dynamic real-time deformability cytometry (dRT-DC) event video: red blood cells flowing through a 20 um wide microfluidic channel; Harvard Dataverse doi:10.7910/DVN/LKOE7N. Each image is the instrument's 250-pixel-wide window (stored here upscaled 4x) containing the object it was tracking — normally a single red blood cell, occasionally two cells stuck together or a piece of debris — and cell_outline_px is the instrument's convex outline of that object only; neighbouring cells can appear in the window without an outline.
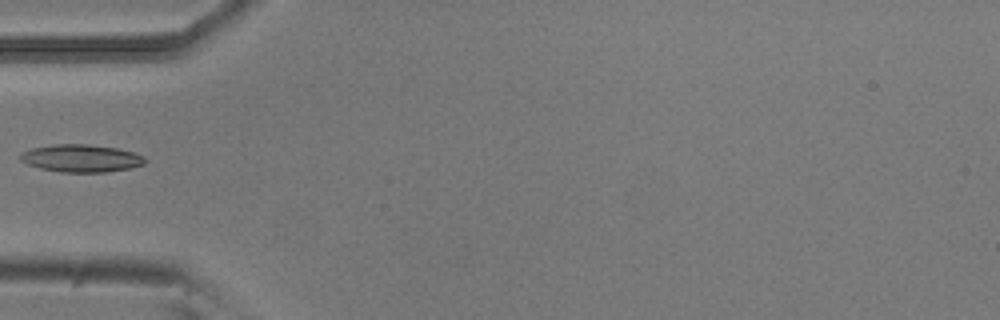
{"species": "common noctule bat (a hibernating species)", "species_latin": "Nyctalus noctula", "temperature_condition": "room temperature", "stored_images_in_passage": 5, "camera_frame_rate_fps": 3000, "um_per_image_px": 0.085, "animal": {"sex": "male", "body_mass_g": 20.5, "forearm_length_mm": 52.5}, "frame": {"image": 1, "passage_image": 4, "time_ms": 1.0, "image_size_px": [1000, 320], "cell_outline_px": [[148, 160], [144, 164], [132, 168], [104, 172], [60, 172], [40, 168], [28, 164], [20, 160], [20, 156], [24, 152], [32, 148], [52, 144], [88, 144], [116, 148], [132, 152], [144, 156]], "centroid_in_image_um": [6.93, 13.45], "position_along_channel_um": 78.1, "area_um2": 20.0}}
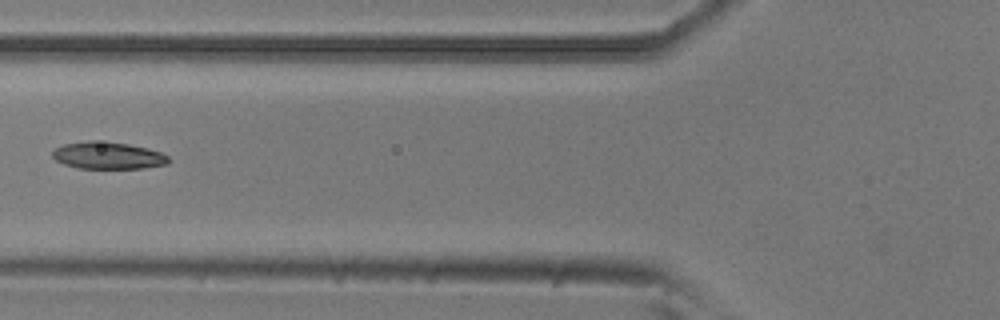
{"frame": {"image": 2, "passage_image": 5, "time_ms": 1.333, "image_size_px": [1000, 320], "cell_outline_px": [[168, 164], [144, 168], [76, 168], [64, 164], [56, 160], [52, 156], [52, 152], [56, 148], [64, 144], [88, 140], [92, 140], [128, 144], [148, 148], [160, 152], [168, 156]], "centroid_in_image_um": [9.16, 13.22], "position_along_channel_um": 116.6, "area_um2": 18.26}}